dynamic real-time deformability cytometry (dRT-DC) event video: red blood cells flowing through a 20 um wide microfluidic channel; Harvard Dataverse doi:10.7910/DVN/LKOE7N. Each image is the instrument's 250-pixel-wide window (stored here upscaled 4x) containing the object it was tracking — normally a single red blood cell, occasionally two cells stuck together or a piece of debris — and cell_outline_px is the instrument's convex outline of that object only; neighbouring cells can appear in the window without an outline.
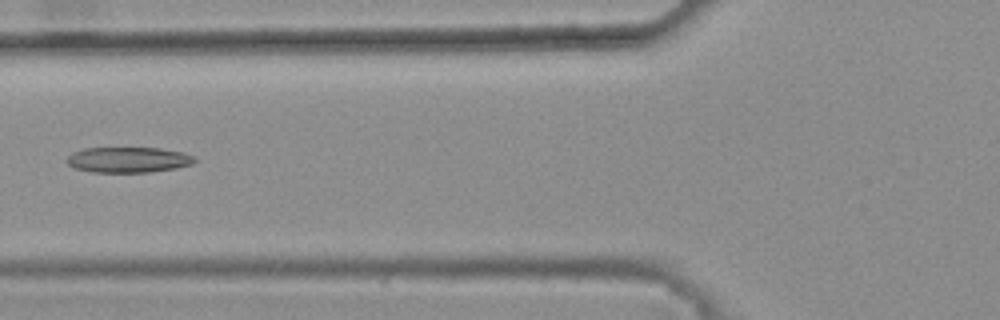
{"species": "common noctule bat (a hibernating species)", "species_latin": "Nyctalus noctula", "temperature_condition": "warm", "stored_images_in_passage": 7, "camera_frame_rate_fps": 3000, "um_per_image_px": 0.085, "animal": {"sex": "female", "body_mass_g": 25.1}, "frame": {"image": 1, "passage_image": 6, "time_ms": 1.667, "image_size_px": [1000, 320], "cell_outline_px": [[196, 160], [192, 164], [176, 168], [152, 172], [92, 172], [76, 168], [68, 164], [64, 160], [72, 152], [84, 148], [160, 148], [184, 152], [196, 156]], "centroid_in_image_um": [10.92, 13.57], "position_along_channel_um": 114.9, "area_um2": 19.19}}
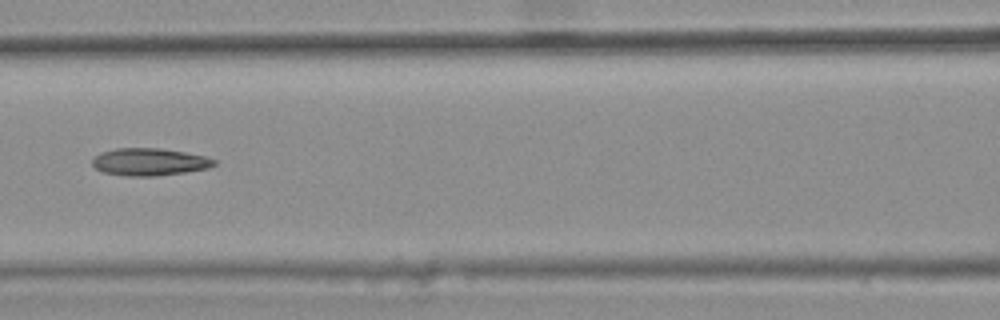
{"frame": {"image": 2, "passage_image": 7, "time_ms": 2.0, "image_size_px": [1000, 320], "cell_outline_px": [[216, 164], [208, 168], [184, 172], [156, 176], [128, 176], [104, 172], [96, 168], [92, 164], [92, 160], [100, 152], [116, 148], [160, 148], [184, 152], [204, 156], [216, 160]], "centroid_in_image_um": [12.69, 13.76], "position_along_channel_um": 153.9, "area_um2": 19.31}}